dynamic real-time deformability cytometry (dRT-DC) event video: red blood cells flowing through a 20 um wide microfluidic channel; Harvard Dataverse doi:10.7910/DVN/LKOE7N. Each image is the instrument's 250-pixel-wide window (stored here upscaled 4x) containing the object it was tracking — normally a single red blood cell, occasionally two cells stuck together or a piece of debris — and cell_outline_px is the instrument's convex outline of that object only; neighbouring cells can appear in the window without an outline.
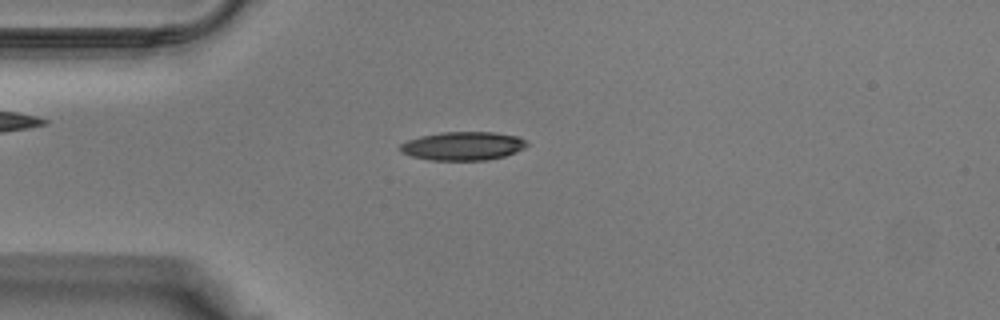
{"species": "Egyptian fruit bat (a non-hibernating species)", "species_latin": "Rousettus aegyptiacus", "temperature_condition": "warm", "stored_images_in_passage": 34, "camera_frame_rate_fps": 3000, "um_per_image_px": 0.085, "animal": {"sex": "male"}, "frame": {"image": 1, "passage_image": 5, "time_ms": 1.333, "image_size_px": [1000, 320], "cell_outline_px": [[528, 144], [524, 148], [516, 152], [504, 156], [488, 160], [432, 160], [412, 156], [400, 152], [400, 144], [408, 140], [420, 136], [444, 132], [496, 132], [516, 136], [524, 140]], "centroid_in_image_um": [39.35, 12.41], "position_along_channel_um": 45.7, "area_um2": 20.98}}
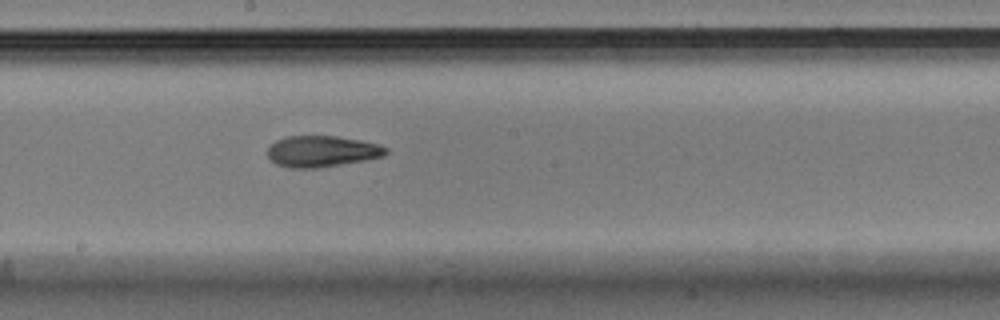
{"frame": {"image": 2, "passage_image": 16, "time_ms": 5.0, "image_size_px": [1000, 320], "cell_outline_px": [[388, 152], [384, 156], [364, 160], [316, 168], [288, 168], [276, 164], [268, 156], [268, 148], [276, 140], [284, 136], [336, 136], [360, 140], [376, 144], [388, 148]], "centroid_in_image_um": [27.34, 12.86], "position_along_channel_um": 220.9, "area_um2": 21.39}}
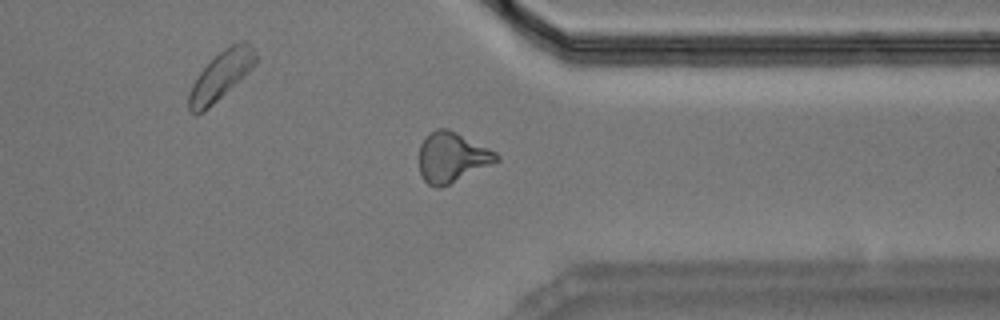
{"frame": {"image": 3, "passage_image": 25, "time_ms": 8.0, "image_size_px": [1000, 320], "cell_outline_px": [[500, 160], [492, 164], [440, 188], [436, 188], [428, 184], [424, 180], [420, 172], [420, 144], [436, 128], [448, 128], [496, 152], [500, 156]], "centroid_in_image_um": [38.42, 13.38], "position_along_channel_um": 373.0, "area_um2": 22.2}}